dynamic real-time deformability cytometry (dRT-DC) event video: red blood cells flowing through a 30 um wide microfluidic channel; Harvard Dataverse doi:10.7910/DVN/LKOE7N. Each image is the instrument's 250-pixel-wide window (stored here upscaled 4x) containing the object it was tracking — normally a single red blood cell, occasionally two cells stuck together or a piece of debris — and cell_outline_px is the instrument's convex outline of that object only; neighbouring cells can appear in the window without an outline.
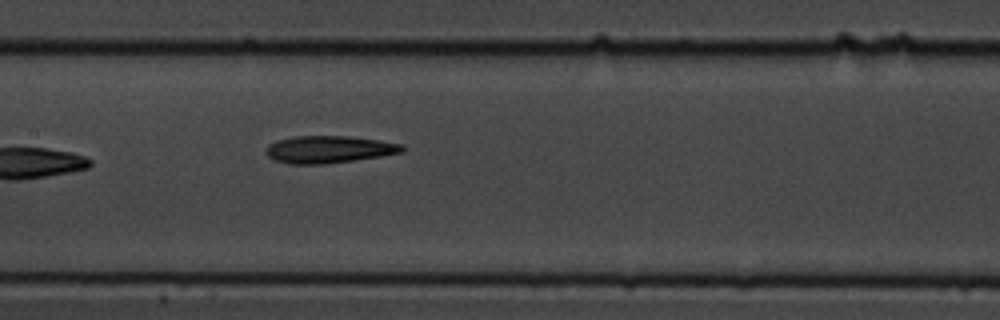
{"species": "common noctule bat (a hibernating species)", "species_latin": "Nyctalus noctula", "temperature_condition": "cold", "stored_images_in_passage": 8, "camera_frame_rate_fps": 3000, "um_per_image_px": 0.085, "animal": {"sex": "male", "body_mass_g": 19.5, "forearm_length_mm": 54.6}, "frame": {"image": 1, "passage_image": 8, "time_ms": 2.333, "image_size_px": [1000, 320], "cell_outline_px": [[404, 152], [380, 156], [324, 164], [288, 164], [276, 160], [268, 156], [264, 152], [268, 144], [276, 140], [296, 136], [348, 136], [404, 144]], "centroid_in_image_um": [27.92, 12.7], "position_along_channel_um": 179.5, "area_um2": 21.56}}